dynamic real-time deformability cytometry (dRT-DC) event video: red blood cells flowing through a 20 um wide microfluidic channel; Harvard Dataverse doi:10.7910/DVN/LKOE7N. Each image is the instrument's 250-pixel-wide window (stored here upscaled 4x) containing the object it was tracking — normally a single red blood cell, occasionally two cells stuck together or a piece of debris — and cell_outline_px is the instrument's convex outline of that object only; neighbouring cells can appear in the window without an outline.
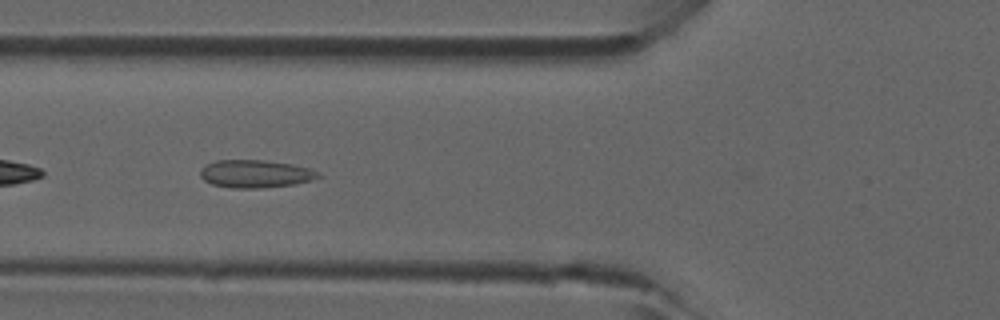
{"species": "common noctule bat (a hibernating species)", "species_latin": "Nyctalus noctula", "temperature_condition": "room temperature", "stored_images_in_passage": 5, "camera_frame_rate_fps": 3000, "um_per_image_px": 0.085, "animal": {"sex": "male", "forearm_length_mm": 52.5}, "frame": {"image": 1, "passage_image": 4, "time_ms": 1.0, "image_size_px": [1000, 320], "cell_outline_px": [[324, 176], [296, 184], [260, 188], [232, 188], [212, 184], [204, 180], [200, 176], [200, 168], [204, 164], [216, 160], [264, 160], [292, 164], [308, 168], [320, 172]], "centroid_in_image_um": [21.7, 14.77], "position_along_channel_um": 104.1, "area_um2": 19.31}}
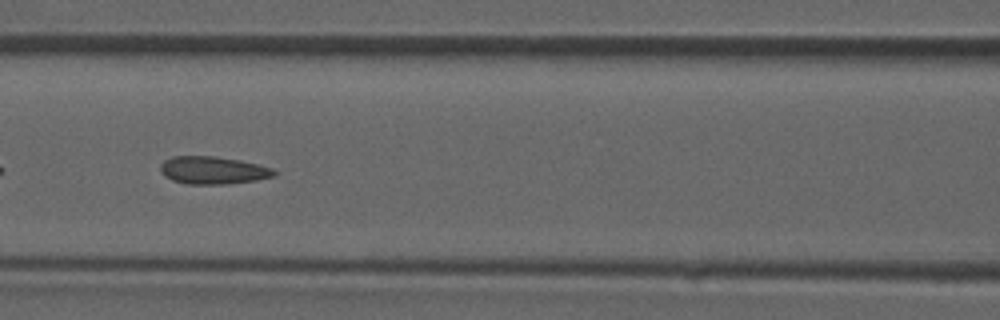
{"frame": {"image": 2, "passage_image": 5, "time_ms": 1.333, "image_size_px": [1000, 320], "cell_outline_px": [[280, 172], [276, 176], [256, 180], [228, 184], [188, 184], [172, 180], [164, 176], [160, 172], [160, 164], [164, 160], [172, 156], [216, 156], [240, 160], [260, 164], [272, 168]], "centroid_in_image_um": [18.13, 14.47], "position_along_channel_um": 148.5, "area_um2": 18.67}}